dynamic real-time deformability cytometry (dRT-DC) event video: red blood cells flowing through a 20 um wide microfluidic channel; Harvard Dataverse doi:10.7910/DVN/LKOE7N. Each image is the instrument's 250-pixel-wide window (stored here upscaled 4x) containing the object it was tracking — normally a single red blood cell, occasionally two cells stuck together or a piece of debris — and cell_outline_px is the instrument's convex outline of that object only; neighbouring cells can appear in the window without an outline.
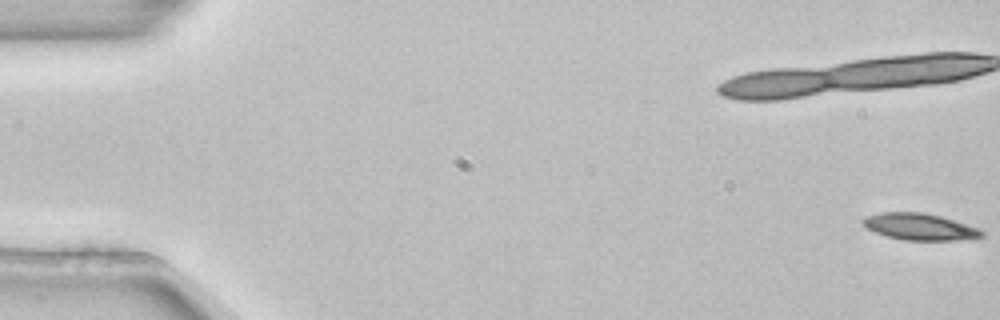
{"species": "common noctule bat (a hibernating species)", "species_latin": "Nyctalus noctula", "temperature_condition": "room temperature", "stored_images_in_passage": 4, "camera_frame_rate_fps": 3000, "um_per_image_px": 0.085, "animal": {"sex": "female", "body_mass_g": 22.7, "forearm_length_mm": 54.2}, "frame": {"image": 1, "passage_image": 1, "time_ms": 0.0, "image_size_px": [1000, 320], "cell_outline_px": [[984, 236], [952, 240], [904, 240], [888, 236], [876, 232], [868, 228], [860, 220], [864, 216], [880, 212], [924, 212], [940, 216], [976, 228], [984, 232]], "centroid_in_image_um": [78.1, 19.26], "position_along_channel_um": 6.9, "area_um2": 18.09}}